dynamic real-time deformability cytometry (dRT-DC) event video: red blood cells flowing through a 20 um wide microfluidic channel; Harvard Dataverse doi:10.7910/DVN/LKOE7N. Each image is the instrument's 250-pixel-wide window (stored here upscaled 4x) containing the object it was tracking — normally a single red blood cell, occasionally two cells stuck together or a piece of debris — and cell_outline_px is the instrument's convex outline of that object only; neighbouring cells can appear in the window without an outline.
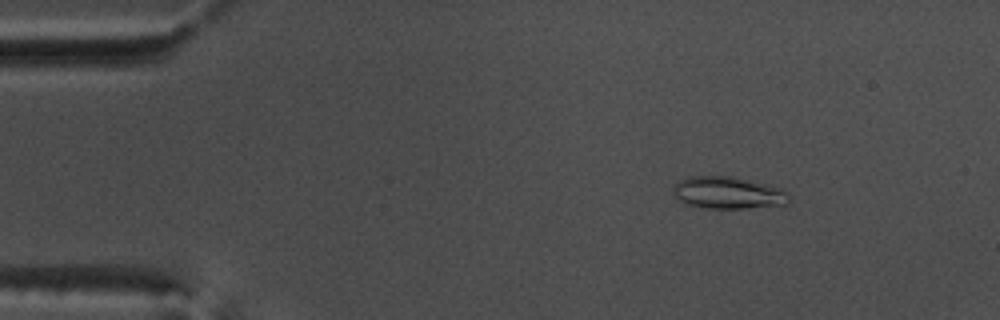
{"species": "common noctule bat (a hibernating species)", "species_latin": "Nyctalus noctula", "temperature_condition": "warm", "stored_images_in_passage": 53, "camera_frame_rate_fps": 3000, "um_per_image_px": 0.085, "animal": {"sex": "male", "body_mass_g": 17.5, "forearm_length_mm": 52.3}, "frame": {"image": 1, "passage_image": 8, "time_ms": 2.333, "image_size_px": [1000, 320], "cell_outline_px": [[792, 200], [788, 204], [744, 208], [708, 208], [688, 204], [680, 200], [676, 196], [672, 188], [680, 180], [688, 176], [732, 176], [780, 188], [788, 192], [792, 196]], "centroid_in_image_um": [61.93, 16.38], "position_along_channel_um": 23.1, "area_um2": 21.56}}
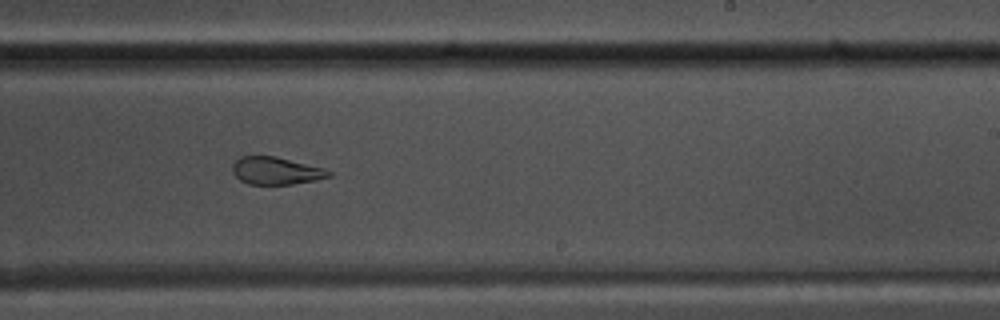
{"frame": {"image": 2, "passage_image": 33, "time_ms": 10.667, "image_size_px": [1000, 320], "cell_outline_px": [[332, 176], [316, 180], [292, 184], [248, 184], [240, 180], [232, 172], [232, 164], [240, 156], [276, 156], [324, 168], [332, 172]], "centroid_in_image_um": [23.46, 14.51], "position_along_channel_um": 265.5, "area_um2": 15.49}}
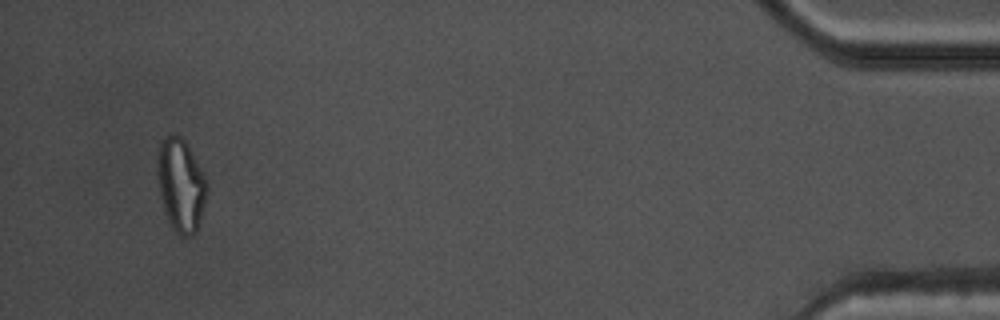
{"frame": {"image": 3, "passage_image": 51, "time_ms": 16.667, "image_size_px": [1000, 320], "cell_outline_px": [[208, 188], [196, 232], [192, 236], [180, 236], [176, 232], [168, 220], [160, 196], [156, 164], [160, 140], [164, 136], [180, 136], [184, 140], [204, 176], [208, 184]], "centroid_in_image_um": [15.34, 15.74], "position_along_channel_um": 419.9, "area_um2": 26.36}, "authors_computed_cell_mechanics": {"area_um2": 19.941, "velocity_mm_per_s": 3.8324, "shape_relaxation_time_tau1_ms": null, "shape_relaxation_time_tau2_ms": 1.4196, "deformation_change_tau1": null, "deformation_change_tau2": 0.0728}}